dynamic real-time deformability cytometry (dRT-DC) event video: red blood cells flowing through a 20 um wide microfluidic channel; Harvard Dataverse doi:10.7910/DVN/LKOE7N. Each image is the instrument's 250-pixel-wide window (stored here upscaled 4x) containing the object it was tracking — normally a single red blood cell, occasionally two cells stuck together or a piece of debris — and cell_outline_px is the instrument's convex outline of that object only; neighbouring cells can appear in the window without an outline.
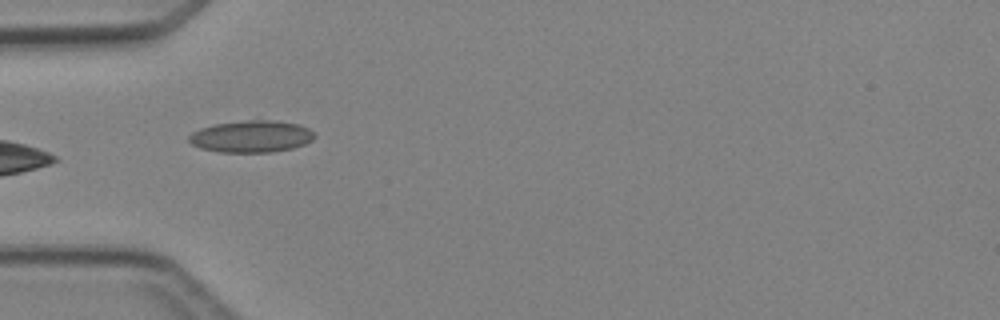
{"species": "Egyptian fruit bat (a non-hibernating species)", "species_latin": "Rousettus aegyptiacus", "temperature_condition": "cold", "stored_images_in_passage": 5, "camera_frame_rate_fps": 3000, "um_per_image_px": 0.085, "animal": {"sex": "female"}, "frame": {"image": 1, "passage_image": 4, "time_ms": 4.333, "image_size_px": [1000, 320], "cell_outline_px": [[316, 136], [312, 140], [304, 144], [292, 148], [272, 152], [220, 152], [200, 148], [192, 144], [188, 140], [188, 136], [192, 132], [200, 128], [216, 124], [248, 120], [268, 120], [300, 124], [316, 132]], "centroid_in_image_um": [21.38, 11.6], "position_along_channel_um": 63.6, "area_um2": 23.35}}
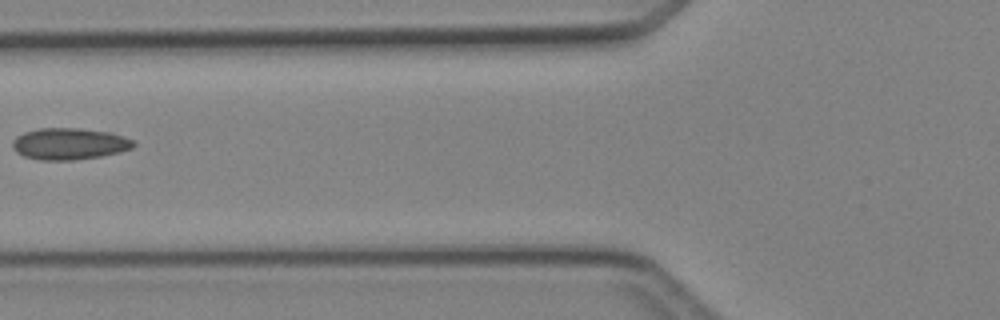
{"frame": {"image": 2, "passage_image": 5, "time_ms": 5.667, "image_size_px": [1000, 320], "cell_outline_px": [[136, 144], [132, 148], [120, 152], [100, 156], [72, 160], [40, 160], [24, 156], [16, 152], [12, 148], [12, 140], [16, 136], [24, 132], [40, 128], [80, 128], [112, 132], [124, 136], [132, 140]], "centroid_in_image_um": [5.88, 12.21], "position_along_channel_um": 119.9, "area_um2": 22.43}}